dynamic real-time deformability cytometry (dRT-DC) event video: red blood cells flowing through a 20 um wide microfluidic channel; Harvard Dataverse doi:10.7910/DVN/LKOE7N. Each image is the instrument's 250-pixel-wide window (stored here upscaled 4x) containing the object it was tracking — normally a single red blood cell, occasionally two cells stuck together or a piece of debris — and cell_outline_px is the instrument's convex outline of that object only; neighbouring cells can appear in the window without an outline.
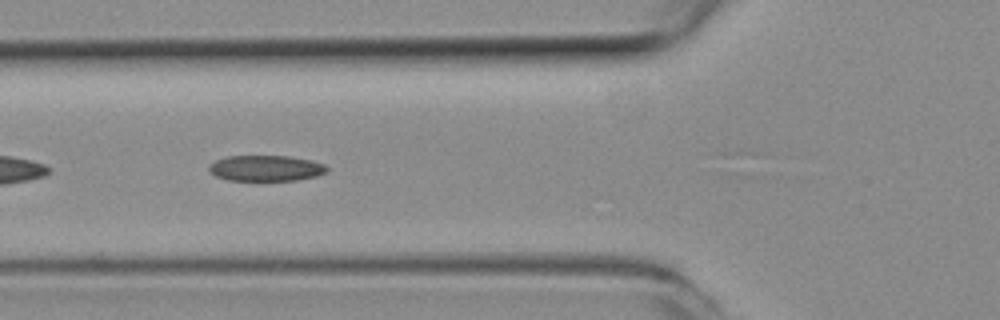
{"species": "common noctule bat (a hibernating species)", "species_latin": "Nyctalus noctula", "temperature_condition": "room temperature", "stored_images_in_passage": 53, "camera_frame_rate_fps": 3000, "um_per_image_px": 0.085, "animal": {"sex": "female", "body_mass_g": 19.3, "forearm_length_mm": 54.1}, "frame": {"image": 1, "passage_image": 19, "time_ms": 6.0, "image_size_px": [1000, 320], "cell_outline_px": [[328, 172], [316, 176], [296, 180], [228, 180], [216, 176], [208, 168], [208, 164], [216, 160], [228, 156], [288, 156], [312, 160], [324, 164], [328, 168]], "centroid_in_image_um": [22.62, 14.29], "position_along_channel_um": 103.2, "area_um2": 17.69}}
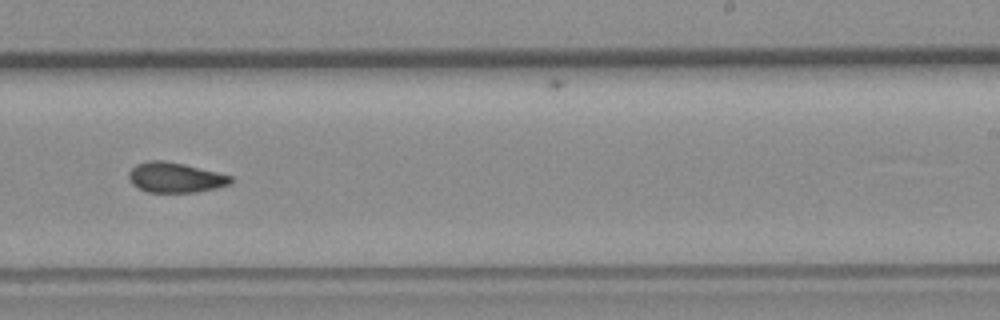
{"frame": {"image": 2, "passage_image": 32, "time_ms": 10.333, "image_size_px": [1000, 320], "cell_outline_px": [[232, 184], [216, 188], [196, 192], [148, 192], [132, 184], [128, 176], [128, 172], [136, 164], [148, 160], [164, 160], [184, 164], [232, 176]], "centroid_in_image_um": [14.89, 15.08], "position_along_channel_um": 274.1, "area_um2": 17.86}}
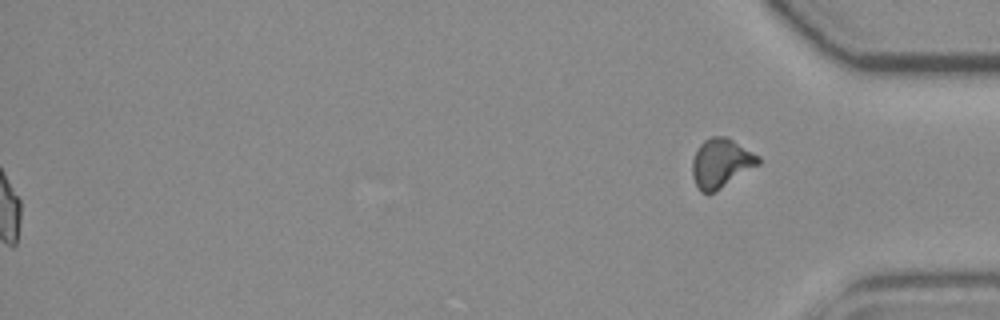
{"frame": {"image": 3, "passage_image": 53, "time_ms": 17.333, "image_size_px": [1000, 320], "cell_outline_px": [[760, 164], [720, 188], [712, 192], [700, 192], [692, 176], [692, 160], [700, 144], [704, 140], [712, 136], [728, 136], [760, 156]], "centroid_in_image_um": [61.3, 13.83], "position_along_channel_um": 373.9, "area_um2": 18.79}, "authors_computed_cell_mechanics": {"area_um2": 18.0336, "velocity_mm_per_s": 3.939, "shape_relaxation_time_tau1_ms": 6.4827, "shape_relaxation_time_tau2_ms": 2.5181, "deformation_change_tau1": 0.1715, "deformation_change_tau2": 0.09}}